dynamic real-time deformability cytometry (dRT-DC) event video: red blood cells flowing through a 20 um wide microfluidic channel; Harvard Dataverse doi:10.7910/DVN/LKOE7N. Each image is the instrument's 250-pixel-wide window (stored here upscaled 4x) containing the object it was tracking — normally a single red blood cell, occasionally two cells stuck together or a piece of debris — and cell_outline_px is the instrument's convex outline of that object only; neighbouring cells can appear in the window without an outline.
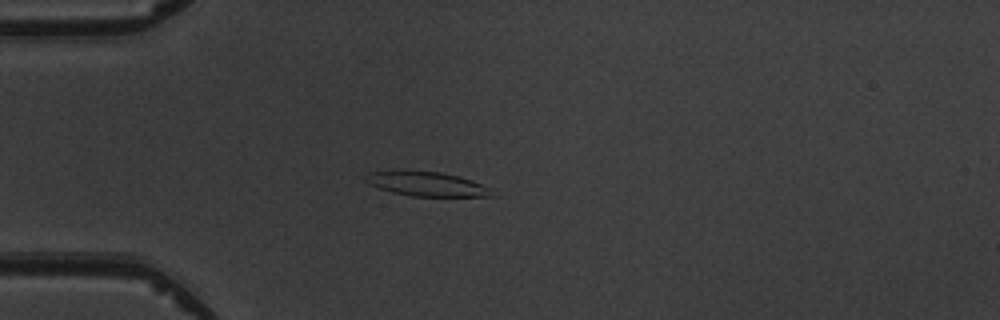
{"species": "common noctule bat (a hibernating species)", "species_latin": "Nyctalus noctula", "temperature_condition": "warm", "stored_images_in_passage": 4, "camera_frame_rate_fps": 3000, "um_per_image_px": 0.085, "animal": {"sex": "male", "body_mass_g": 19.5, "forearm_length_mm": 54.6}, "frame": {"image": 1, "passage_image": 3, "time_ms": 2.333, "image_size_px": [1000, 320], "cell_outline_px": [[496, 196], [412, 196], [392, 192], [380, 188], [364, 180], [364, 176], [368, 172], [396, 168], [440, 172], [472, 180], [492, 188]], "centroid_in_image_um": [36.23, 15.6], "position_along_channel_um": 48.8, "area_um2": 18.44}}